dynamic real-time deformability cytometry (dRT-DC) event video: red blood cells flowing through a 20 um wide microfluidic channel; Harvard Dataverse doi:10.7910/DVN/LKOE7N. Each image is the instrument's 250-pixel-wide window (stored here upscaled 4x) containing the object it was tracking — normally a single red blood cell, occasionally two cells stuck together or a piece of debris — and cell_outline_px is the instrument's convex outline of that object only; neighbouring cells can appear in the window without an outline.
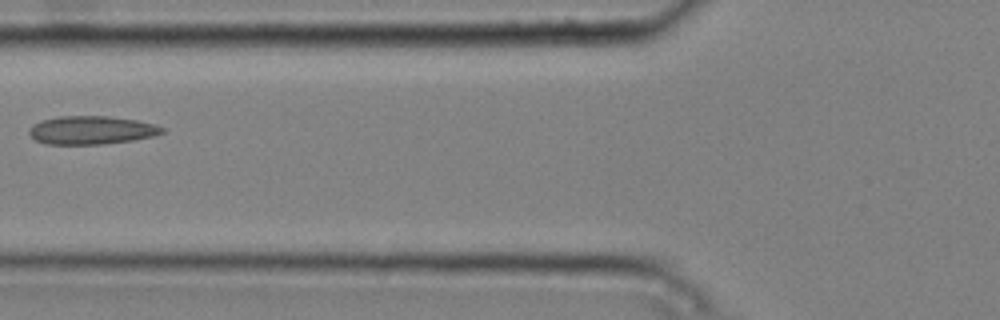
{"species": "common noctule bat (a hibernating species)", "species_latin": "Nyctalus noctula", "temperature_condition": "cold", "stored_images_in_passage": 7, "camera_frame_rate_fps": 3000, "um_per_image_px": 0.085, "animal": {"sex": "male", "body_mass_g": 20.4}, "frame": {"image": 1, "passage_image": 6, "time_ms": 1.667, "image_size_px": [1000, 320], "cell_outline_px": [[164, 132], [156, 136], [132, 140], [104, 144], [44, 144], [36, 140], [28, 132], [28, 128], [44, 120], [60, 116], [108, 116], [136, 120], [156, 124], [164, 128]], "centroid_in_image_um": [7.81, 11.07], "position_along_channel_um": 118.0, "area_um2": 21.91}}
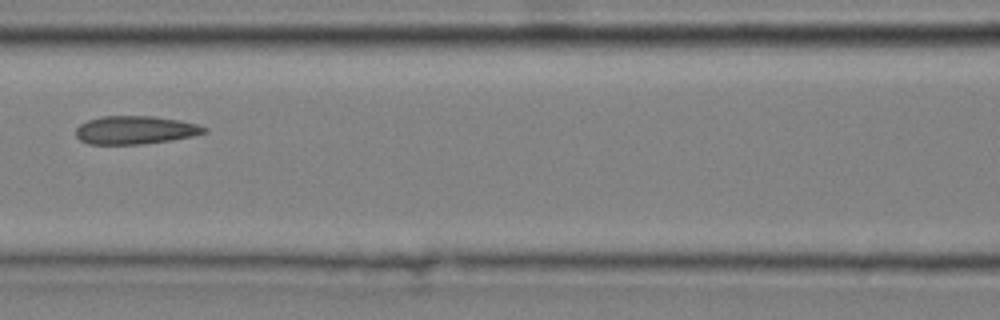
{"frame": {"image": 2, "passage_image": 7, "time_ms": 2.0, "image_size_px": [1000, 320], "cell_outline_px": [[208, 132], [192, 136], [172, 140], [144, 144], [88, 144], [80, 140], [76, 136], [76, 128], [80, 124], [88, 120], [100, 116], [152, 116], [180, 120], [196, 124], [208, 128]], "centroid_in_image_um": [11.5, 11.05], "position_along_channel_um": 155.1, "area_um2": 21.21}}